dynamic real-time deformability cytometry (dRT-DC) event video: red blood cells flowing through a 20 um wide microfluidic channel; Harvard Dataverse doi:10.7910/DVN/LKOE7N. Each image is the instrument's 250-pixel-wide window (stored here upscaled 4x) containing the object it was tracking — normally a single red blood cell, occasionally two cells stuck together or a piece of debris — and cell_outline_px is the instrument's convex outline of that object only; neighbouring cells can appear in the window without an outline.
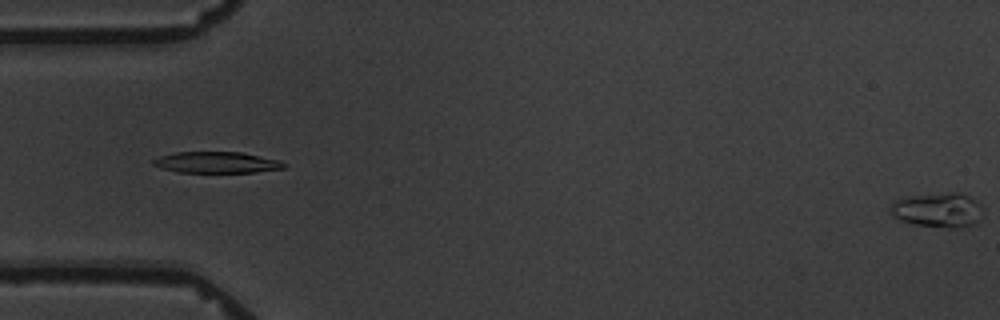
{"species": "common noctule bat (a hibernating species)", "species_latin": "Nyctalus noctula", "temperature_condition": "warm", "stored_images_in_passage": 6, "camera_frame_rate_fps": 3000, "um_per_image_px": 0.085, "animal": {"sex": "male", "body_mass_g": 19.5, "forearm_length_mm": 54.6}, "frame": {"image": 1, "passage_image": 6, "time_ms": 6.667, "image_size_px": [1000, 320], "cell_outline_px": [[984, 212], [976, 224], [964, 228], [948, 228], [912, 224], [892, 216], [888, 212], [888, 208], [892, 200], [908, 196], [952, 192], [960, 192], [972, 196], [980, 204]], "centroid_in_image_um": [79.73, 17.85], "position_along_channel_um": 5.3, "area_um2": 19.36}}